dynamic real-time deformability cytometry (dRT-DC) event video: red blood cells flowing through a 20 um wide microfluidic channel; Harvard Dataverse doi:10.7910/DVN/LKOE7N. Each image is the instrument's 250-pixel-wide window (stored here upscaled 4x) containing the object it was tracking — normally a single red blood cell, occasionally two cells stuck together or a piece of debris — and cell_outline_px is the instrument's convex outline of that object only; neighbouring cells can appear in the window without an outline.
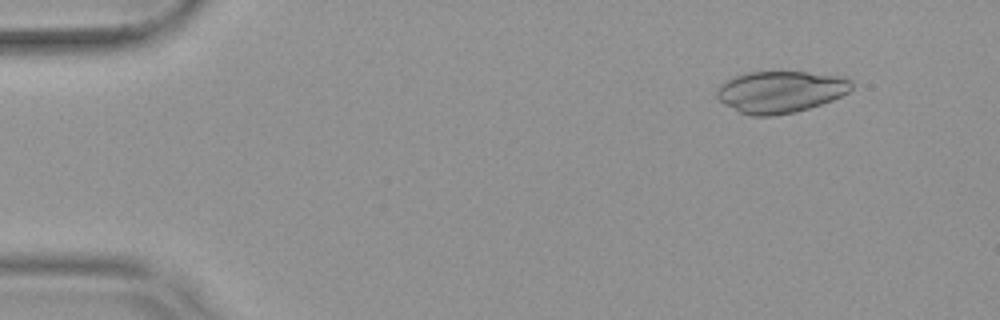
{"species": "common noctule bat (a hibernating species)", "species_latin": "Nyctalus noctula", "temperature_condition": "warm", "stored_images_in_passage": 53, "camera_frame_rate_fps": 3000, "um_per_image_px": 0.085, "animal": {"sex": "female", "body_mass_g": 19.9}, "frame": {"image": 1, "passage_image": 6, "time_ms": 1.667, "image_size_px": [1000, 320], "cell_outline_px": [[852, 88], [848, 92], [832, 100], [796, 112], [772, 116], [752, 116], [736, 112], [724, 104], [716, 96], [716, 88], [720, 84], [736, 76], [748, 72], [804, 72], [840, 76], [852, 80]], "centroid_in_image_um": [66.3, 7.82], "position_along_channel_um": 18.7, "area_um2": 32.83}}
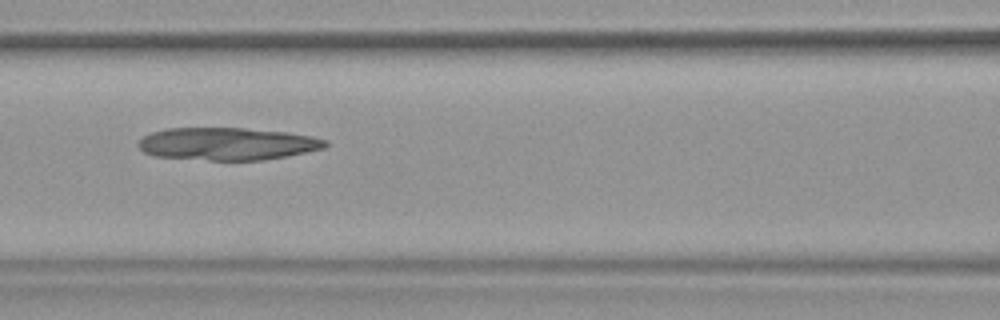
{"frame": {"image": 2, "passage_image": 24, "time_ms": 7.667, "image_size_px": [1000, 320], "cell_outline_px": [[328, 144], [324, 148], [288, 156], [264, 160], [208, 160], [152, 156], [144, 152], [136, 144], [144, 136], [152, 132], [164, 128], [244, 128], [288, 132], [312, 136], [328, 140]], "centroid_in_image_um": [19.32, 12.22], "position_along_channel_um": 147.3, "area_um2": 35.66}}
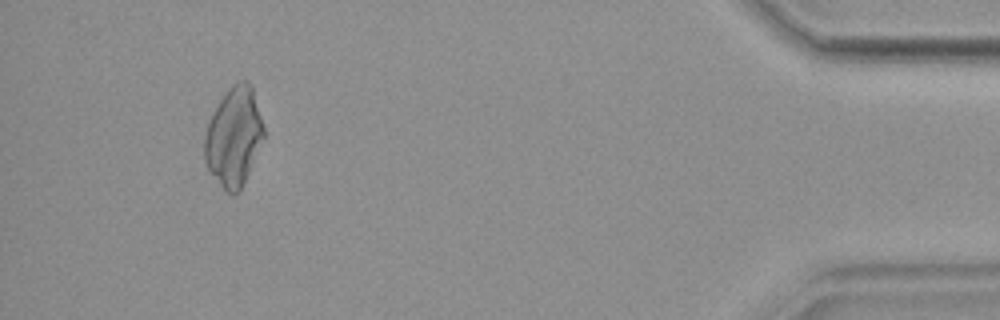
{"frame": {"image": 3, "passage_image": 50, "time_ms": 16.333, "image_size_px": [1000, 320], "cell_outline_px": [[264, 136], [240, 192], [228, 192], [220, 184], [208, 168], [204, 160], [204, 136], [212, 112], [228, 88], [236, 80], [248, 80], [252, 88], [264, 128]], "centroid_in_image_um": [19.86, 11.59], "position_along_channel_um": 415.3, "area_um2": 33.64}}